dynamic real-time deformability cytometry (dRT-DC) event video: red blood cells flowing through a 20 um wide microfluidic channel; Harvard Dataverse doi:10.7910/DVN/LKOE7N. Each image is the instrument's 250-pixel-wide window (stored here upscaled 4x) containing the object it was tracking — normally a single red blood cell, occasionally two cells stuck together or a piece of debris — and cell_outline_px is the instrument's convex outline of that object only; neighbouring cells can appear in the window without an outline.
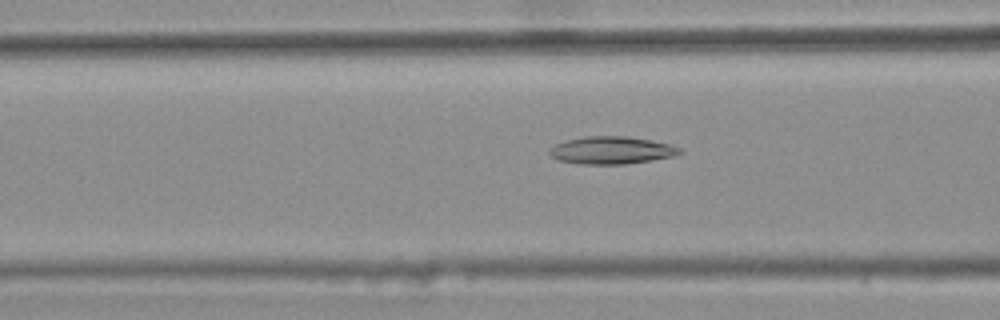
{"species": "common noctule bat (a hibernating species)", "species_latin": "Nyctalus noctula", "temperature_condition": "warm", "stored_images_in_passage": 48, "camera_frame_rate_fps": 3000, "um_per_image_px": 0.085, "animal": {"sex": "female", "body_mass_g": 25.1}, "frame": {"image": 1, "passage_image": 21, "time_ms": 6.667, "image_size_px": [1000, 320], "cell_outline_px": [[684, 152], [672, 156], [652, 160], [624, 164], [580, 164], [560, 160], [552, 156], [548, 152], [556, 144], [568, 140], [584, 136], [628, 136], [668, 144], [680, 148]], "centroid_in_image_um": [51.99, 12.77], "position_along_channel_um": 114.6, "area_um2": 20.58}}
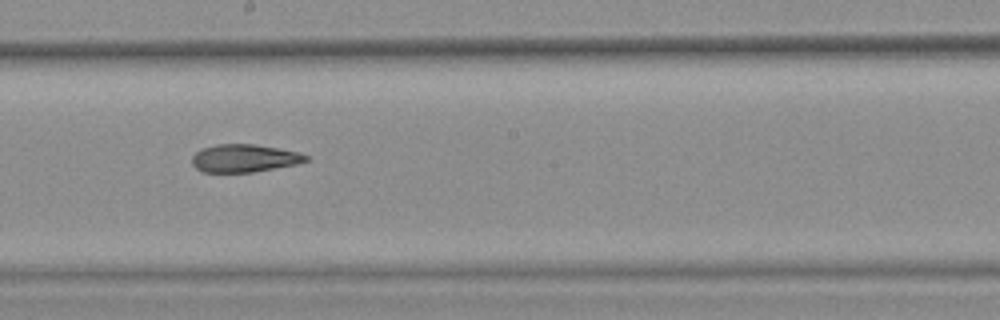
{"frame": {"image": 2, "passage_image": 30, "time_ms": 9.667, "image_size_px": [1000, 320], "cell_outline_px": [[308, 160], [296, 164], [252, 172], [204, 172], [196, 168], [192, 164], [192, 156], [200, 148], [216, 144], [256, 144], [296, 152], [308, 156]], "centroid_in_image_um": [20.71, 13.44], "position_along_channel_um": 227.5, "area_um2": 18.32}}
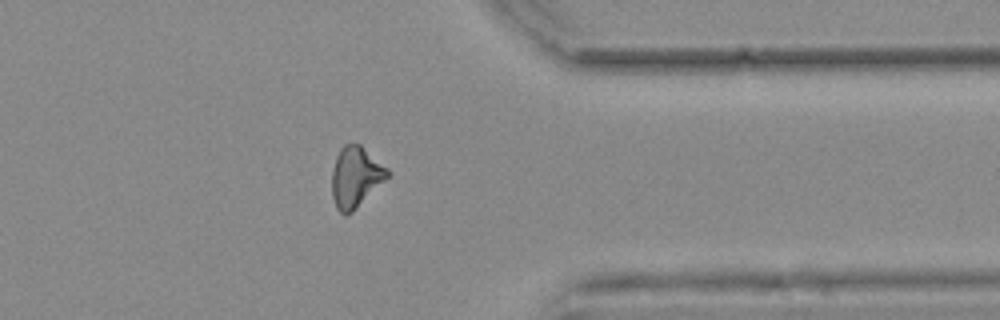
{"frame": {"image": 3, "passage_image": 43, "time_ms": 14.0, "image_size_px": [1000, 320], "cell_outline_px": [[392, 172], [352, 212], [344, 216], [336, 208], [332, 196], [332, 172], [336, 156], [340, 148], [344, 144], [360, 144], [388, 168]], "centroid_in_image_um": [30.21, 15.03], "position_along_channel_um": 381.2, "area_um2": 19.48}, "authors_computed_cell_mechanics": {"area_um2": 19.4497, "velocity_mm_per_s": 3.769, "shape_relaxation_time_tau1_ms": null, "shape_relaxation_time_tau2_ms": 5.1368, "deformation_change_tau1": null, "deformation_change_tau2": 0.1456}}